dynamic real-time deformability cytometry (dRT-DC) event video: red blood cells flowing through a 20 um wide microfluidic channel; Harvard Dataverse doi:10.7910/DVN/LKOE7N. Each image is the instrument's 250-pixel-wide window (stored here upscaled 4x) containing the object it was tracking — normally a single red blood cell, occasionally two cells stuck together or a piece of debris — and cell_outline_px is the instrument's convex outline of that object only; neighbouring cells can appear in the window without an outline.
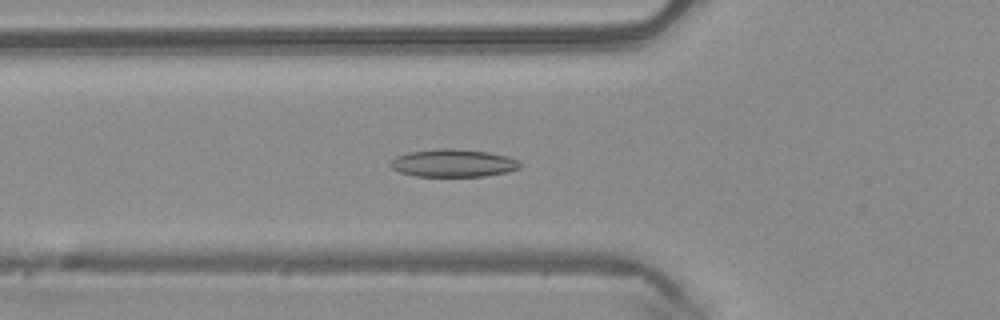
{"species": "common noctule bat (a hibernating species)", "species_latin": "Nyctalus noctula", "temperature_condition": "warm", "stored_images_in_passage": 49, "camera_frame_rate_fps": 3000, "um_per_image_px": 0.085, "animal": {"sex": "male", "body_mass_g": 20.4}, "frame": {"image": 1, "passage_image": 17, "time_ms": 5.333, "image_size_px": [1000, 320], "cell_outline_px": [[520, 168], [508, 172], [484, 176], [416, 176], [400, 172], [392, 168], [388, 164], [396, 156], [408, 152], [440, 148], [452, 148], [488, 152], [508, 156], [516, 160], [520, 164]], "centroid_in_image_um": [38.51, 13.86], "position_along_channel_um": 87.3, "area_um2": 20.92}}
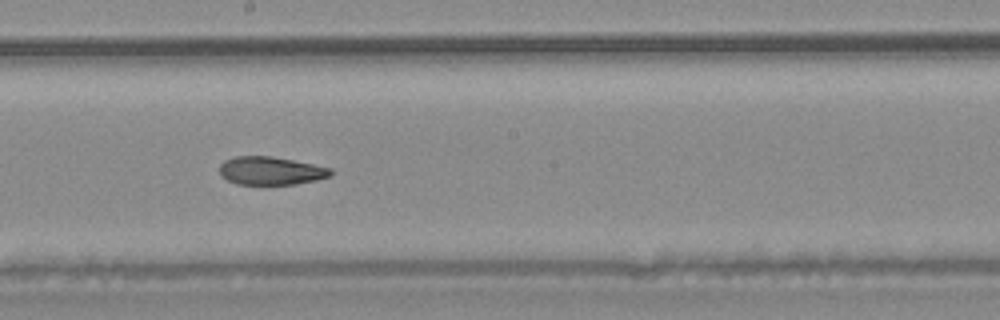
{"frame": {"image": 2, "passage_image": 27, "time_ms": 8.667, "image_size_px": [1000, 320], "cell_outline_px": [[332, 176], [316, 180], [296, 184], [236, 184], [220, 176], [220, 164], [224, 160], [236, 156], [268, 156], [292, 160], [332, 168]], "centroid_in_image_um": [23.01, 14.52], "position_along_channel_um": 225.2, "area_um2": 18.21}}
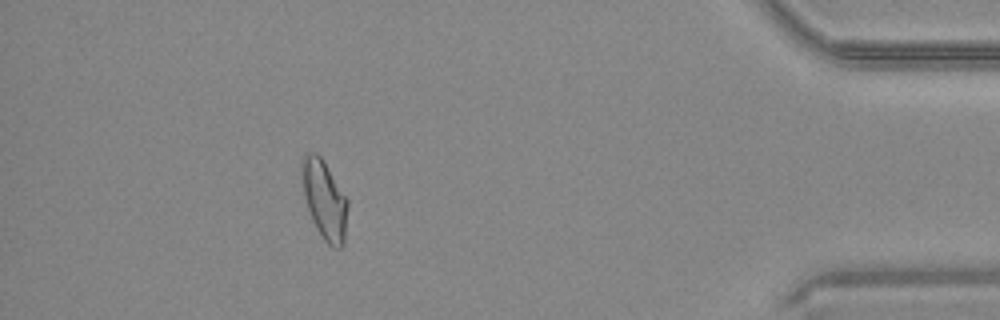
{"frame": {"image": 3, "passage_image": 44, "time_ms": 14.333, "image_size_px": [1000, 320], "cell_outline_px": [[348, 204], [344, 244], [340, 248], [332, 248], [324, 240], [316, 228], [312, 220], [304, 196], [300, 172], [300, 160], [308, 152], [316, 152], [320, 156], [348, 200]], "centroid_in_image_um": [27.56, 16.98], "position_along_channel_um": 407.6, "area_um2": 21.1}, "authors_computed_cell_mechanics": {"area_um2": 20.4034, "velocity_mm_per_s": 4.1176, "shape_relaxation_time_tau1_ms": null, "shape_relaxation_time_tau2_ms": 2.5986, "deformation_change_tau1": null, "deformation_change_tau2": 0.0912}}